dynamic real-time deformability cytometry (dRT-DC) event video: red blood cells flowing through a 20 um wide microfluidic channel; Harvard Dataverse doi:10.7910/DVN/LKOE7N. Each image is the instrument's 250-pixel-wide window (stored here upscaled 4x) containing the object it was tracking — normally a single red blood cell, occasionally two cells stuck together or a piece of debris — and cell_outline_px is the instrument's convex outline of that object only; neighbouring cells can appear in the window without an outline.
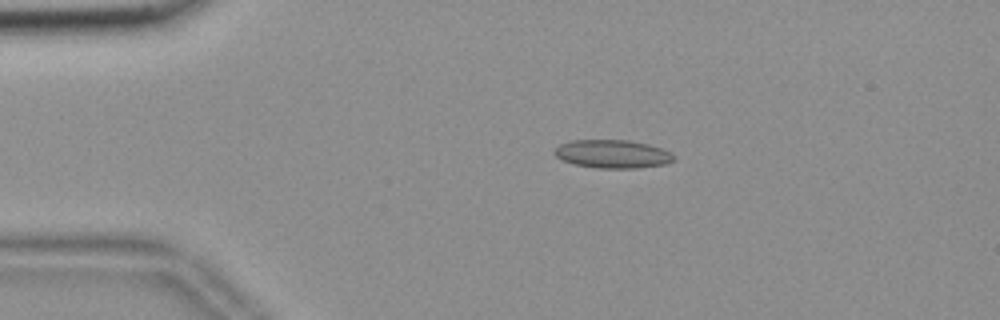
{"species": "common noctule bat (a hibernating species)", "species_latin": "Nyctalus noctula", "temperature_condition": "room temperature", "stored_images_in_passage": 54, "camera_frame_rate_fps": 3000, "um_per_image_px": 0.085, "animal": {"sex": "female", "body_mass_g": 18.4}, "frame": {"image": 1, "passage_image": 10, "time_ms": 3.0, "image_size_px": [1000, 320], "cell_outline_px": [[676, 156], [672, 160], [664, 164], [636, 168], [596, 168], [572, 164], [556, 156], [552, 152], [560, 144], [572, 140], [628, 140], [648, 144], [672, 152]], "centroid_in_image_um": [52.05, 13.09], "position_along_channel_um": 32.9, "area_um2": 19.65}}
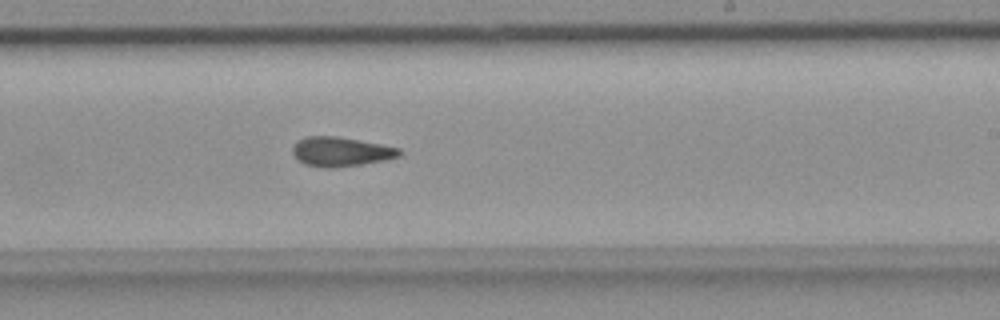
{"frame": {"image": 2, "passage_image": 32, "time_ms": 10.333, "image_size_px": [1000, 320], "cell_outline_px": [[400, 156], [384, 160], [360, 164], [332, 168], [324, 168], [304, 164], [292, 152], [292, 148], [296, 140], [308, 136], [336, 136], [380, 144], [400, 148]], "centroid_in_image_um": [28.94, 12.89], "position_along_channel_um": 260.1, "area_um2": 18.09}}
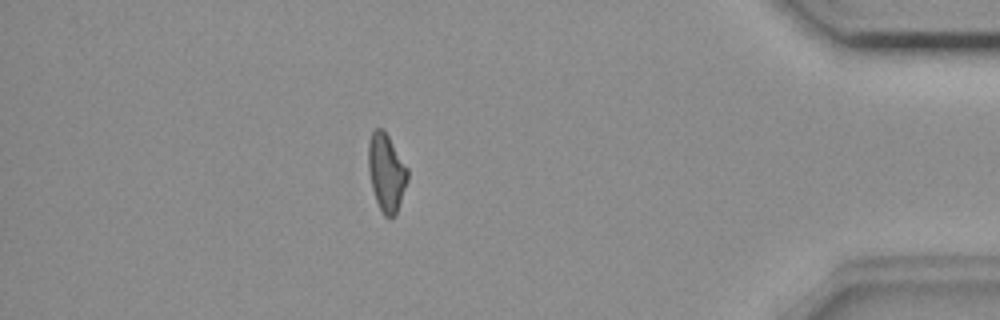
{"frame": {"image": 3, "passage_image": 47, "time_ms": 15.333, "image_size_px": [1000, 320], "cell_outline_px": [[408, 180], [396, 216], [384, 216], [376, 200], [372, 188], [368, 172], [368, 140], [372, 132], [376, 128], [384, 128], [408, 168]], "centroid_in_image_um": [32.84, 14.63], "position_along_channel_um": 402.4, "area_um2": 17.98}, "authors_computed_cell_mechanics": {"area_um2": 18.1492, "velocity_mm_per_s": 3.6922, "shape_relaxation_time_tau1_ms": null, "shape_relaxation_time_tau2_ms": 3.998, "deformation_change_tau1": null, "deformation_change_tau2": 0.1229}}